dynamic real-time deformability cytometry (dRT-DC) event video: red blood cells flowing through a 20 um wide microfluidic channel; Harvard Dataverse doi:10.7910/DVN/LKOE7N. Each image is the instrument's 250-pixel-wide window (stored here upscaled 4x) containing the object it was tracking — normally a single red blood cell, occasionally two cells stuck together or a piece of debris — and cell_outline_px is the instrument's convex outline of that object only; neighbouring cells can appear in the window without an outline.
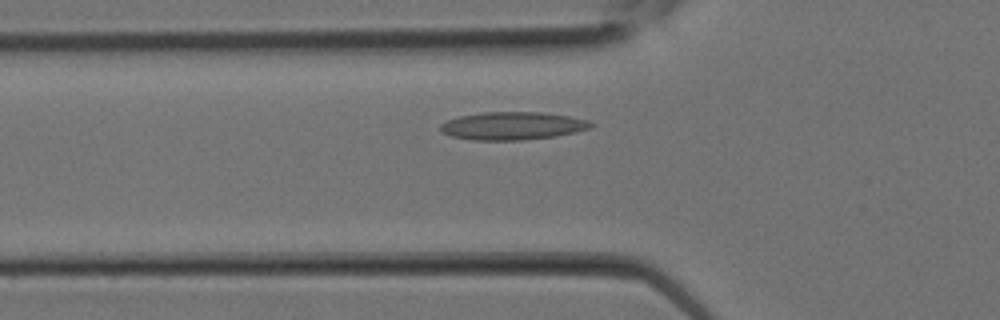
{"species": "Egyptian fruit bat (a non-hibernating species)", "species_latin": "Rousettus aegyptiacus", "temperature_condition": "room temperature", "stored_images_in_passage": 4, "camera_frame_rate_fps": 3000, "um_per_image_px": 0.085, "animal": {"sex": "female"}, "frame": {"image": 1, "passage_image": 2, "time_ms": 0.333, "image_size_px": [1000, 320], "cell_outline_px": [[596, 124], [588, 128], [576, 132], [556, 136], [524, 140], [472, 140], [452, 136], [440, 132], [440, 124], [448, 120], [460, 116], [484, 112], [540, 112], [568, 116], [588, 120]], "centroid_in_image_um": [43.56, 10.7], "position_along_channel_um": 82.2, "area_um2": 24.45}}
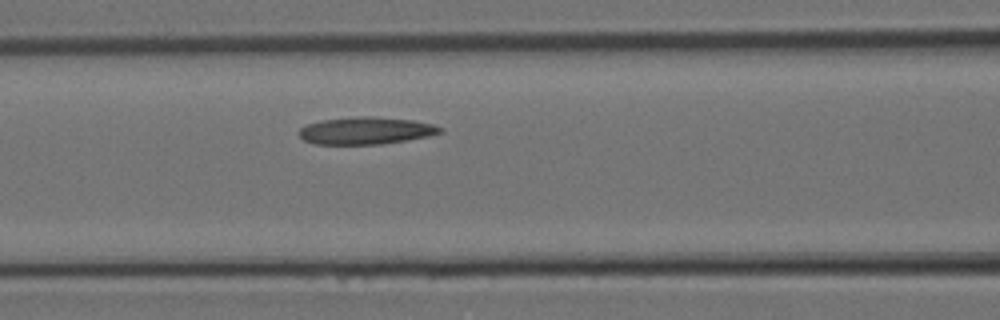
{"frame": {"image": 2, "passage_image": 4, "time_ms": 1.0, "image_size_px": [1000, 320], "cell_outline_px": [[444, 128], [440, 132], [428, 136], [408, 140], [380, 144], [312, 144], [304, 140], [300, 136], [300, 128], [308, 124], [320, 120], [360, 116], [368, 116], [412, 120], [432, 124]], "centroid_in_image_um": [31.09, 11.11], "position_along_channel_um": 135.5, "area_um2": 22.25}}